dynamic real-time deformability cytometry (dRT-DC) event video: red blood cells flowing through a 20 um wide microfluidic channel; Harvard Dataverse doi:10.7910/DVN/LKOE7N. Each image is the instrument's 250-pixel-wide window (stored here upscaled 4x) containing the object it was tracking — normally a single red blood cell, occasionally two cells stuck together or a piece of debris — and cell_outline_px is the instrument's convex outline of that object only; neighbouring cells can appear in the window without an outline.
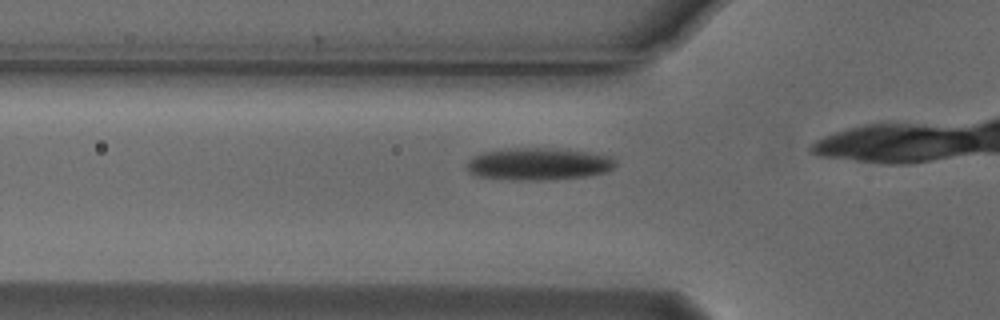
{"species": "Egyptian fruit bat (a non-hibernating species)", "species_latin": "Rousettus aegyptiacus", "temperature_condition": "cold", "stored_images_in_passage": 9, "camera_frame_rate_fps": 3000, "um_per_image_px": 0.085, "animal": {"sex": "male"}, "frame": {"image": 1, "passage_image": 4, "time_ms": 1.0, "image_size_px": [1000, 320], "cell_outline_px": [[616, 164], [608, 172], [588, 176], [536, 180], [480, 176], [468, 172], [468, 164], [476, 156], [484, 152], [516, 148], [548, 148], [584, 152], [612, 156], [616, 160]], "centroid_in_image_um": [45.87, 13.93], "position_along_channel_um": 79.9, "area_um2": 27.05}}
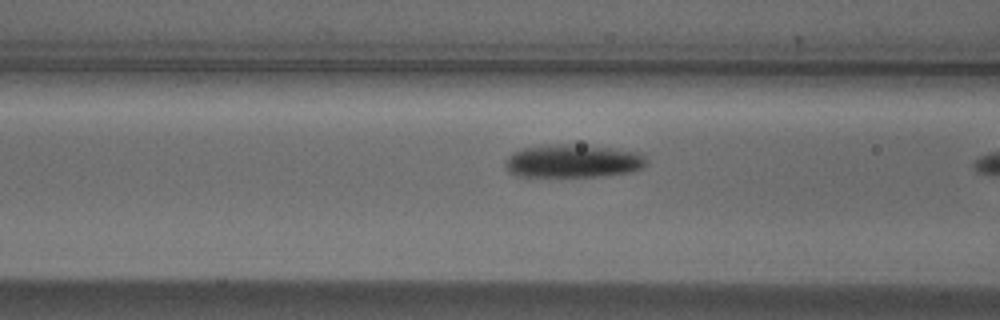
{"frame": {"image": 2, "passage_image": 7, "time_ms": 2.0, "image_size_px": [1000, 320], "cell_outline_px": [[648, 164], [632, 172], [600, 176], [520, 176], [508, 172], [504, 164], [508, 156], [512, 152], [524, 148], [548, 144], [572, 144], [616, 148], [640, 152], [648, 160]], "centroid_in_image_um": [48.73, 13.68], "position_along_channel_um": 117.9, "area_um2": 27.51}}